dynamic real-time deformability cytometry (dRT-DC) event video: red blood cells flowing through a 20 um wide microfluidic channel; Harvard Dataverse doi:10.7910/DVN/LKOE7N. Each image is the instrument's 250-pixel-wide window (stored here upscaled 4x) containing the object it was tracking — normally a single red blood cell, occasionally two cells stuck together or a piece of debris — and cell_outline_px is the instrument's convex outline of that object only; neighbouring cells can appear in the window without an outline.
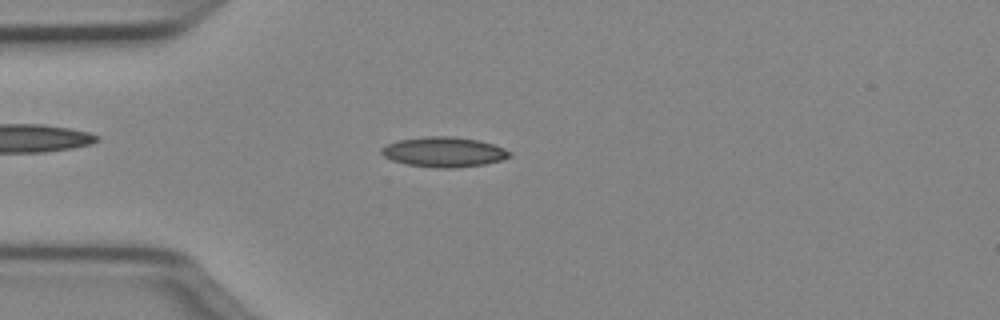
{"species": "Egyptian fruit bat (a non-hibernating species)", "species_latin": "Rousettus aegyptiacus", "temperature_condition": "cold", "stored_images_in_passage": 49, "camera_frame_rate_fps": 3000, "um_per_image_px": 0.085, "animal": {"sex": "female"}, "frame": {"image": 1, "passage_image": 13, "time_ms": 4.0, "image_size_px": [1000, 320], "cell_outline_px": [[512, 156], [500, 160], [484, 164], [452, 168], [436, 168], [408, 164], [392, 160], [384, 156], [380, 152], [380, 148], [396, 140], [424, 136], [452, 136], [476, 140], [492, 144], [504, 148], [512, 152]], "centroid_in_image_um": [37.71, 12.91], "position_along_channel_um": 47.3, "area_um2": 22.37}}
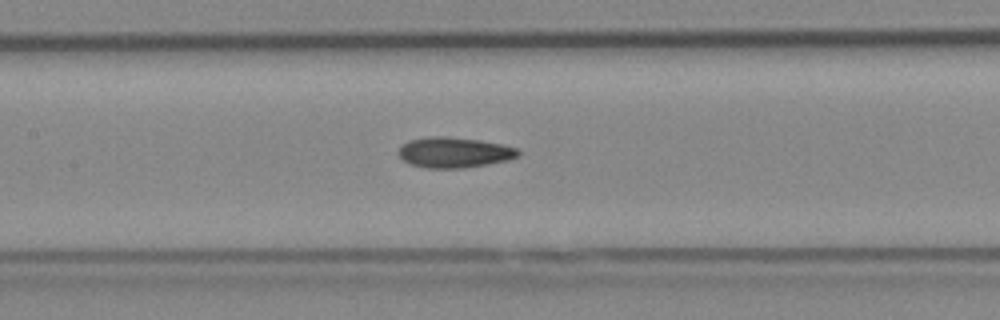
{"frame": {"image": 2, "passage_image": 23, "time_ms": 7.333, "image_size_px": [1000, 320], "cell_outline_px": [[520, 156], [508, 160], [488, 164], [464, 168], [424, 168], [412, 164], [404, 160], [396, 152], [408, 140], [432, 136], [444, 136], [480, 140], [500, 144], [516, 148], [520, 152]], "centroid_in_image_um": [38.61, 12.96], "position_along_channel_um": 168.8, "area_um2": 21.21}}
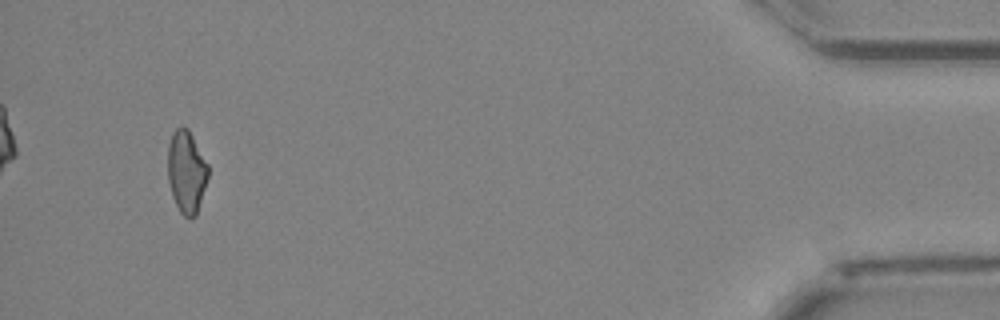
{"frame": {"image": 3, "passage_image": 47, "time_ms": 15.333, "image_size_px": [1000, 320], "cell_outline_px": [[208, 176], [196, 216], [184, 216], [180, 212], [172, 196], [168, 180], [168, 144], [172, 132], [180, 124], [188, 128], [208, 164]], "centroid_in_image_um": [15.83, 14.55], "position_along_channel_um": 419.4, "area_um2": 19.36}, "authors_computed_cell_mechanics": {"area_um2": 20.3456, "velocity_mm_per_s": 4.0815, "shape_relaxation_time_tau1_ms": 8.5932, "shape_relaxation_time_tau2_ms": 4.0152, "deformation_change_tau1": 0.2114, "deformation_change_tau2": 0.1201}}